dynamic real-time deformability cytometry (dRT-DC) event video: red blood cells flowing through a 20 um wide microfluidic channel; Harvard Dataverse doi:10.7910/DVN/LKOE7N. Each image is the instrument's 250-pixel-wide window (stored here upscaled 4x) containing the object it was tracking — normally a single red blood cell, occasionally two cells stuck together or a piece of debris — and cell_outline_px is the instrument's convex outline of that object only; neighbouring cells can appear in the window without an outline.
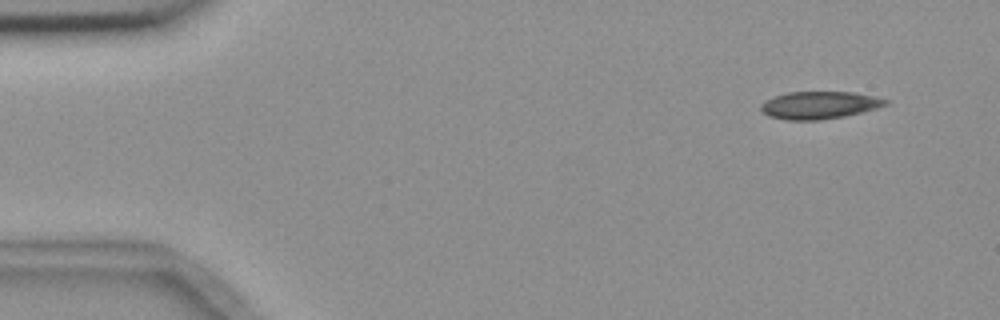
{"species": "common noctule bat (a hibernating species)", "species_latin": "Nyctalus noctula", "temperature_condition": "room temperature", "stored_images_in_passage": 4, "camera_frame_rate_fps": 3000, "um_per_image_px": 0.085, "animal": {"sex": "female", "body_mass_g": 18.4}, "frame": {"image": 1, "passage_image": 1, "time_ms": 0.0, "image_size_px": [1000, 320], "cell_outline_px": [[888, 104], [876, 108], [844, 116], [820, 120], [788, 120], [768, 116], [760, 108], [760, 104], [764, 100], [788, 92], [852, 92], [876, 96], [888, 100]], "centroid_in_image_um": [69.63, 8.93], "position_along_channel_um": 15.4, "area_um2": 19.88}}